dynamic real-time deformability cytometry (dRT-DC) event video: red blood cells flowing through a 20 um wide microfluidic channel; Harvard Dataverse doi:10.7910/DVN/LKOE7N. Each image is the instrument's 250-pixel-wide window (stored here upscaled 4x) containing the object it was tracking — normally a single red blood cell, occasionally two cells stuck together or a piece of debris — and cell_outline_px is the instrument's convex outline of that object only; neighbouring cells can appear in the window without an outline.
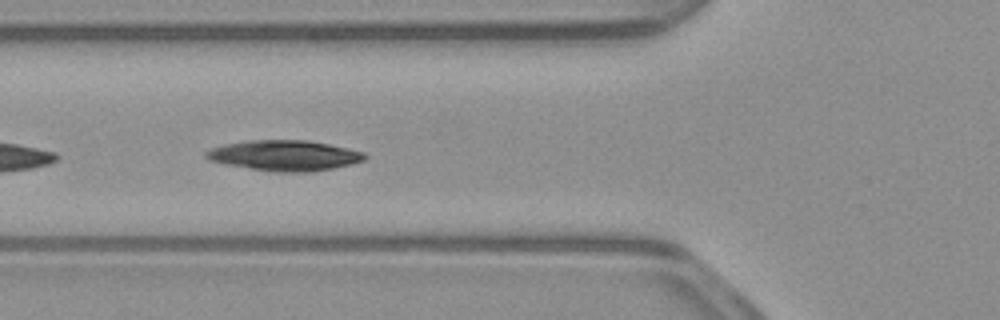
{"species": "common noctule bat (a hibernating species)", "species_latin": "Nyctalus noctula", "temperature_condition": "warm", "stored_images_in_passage": 28, "camera_frame_rate_fps": 3000, "um_per_image_px": 0.085, "animal": {"sex": "male", "body_mass_g": 23.1, "forearm_length_mm": 52.7}, "frame": {"image": 1, "passage_image": 20, "time_ms": 6.333, "image_size_px": [1000, 320], "cell_outline_px": [[368, 156], [364, 160], [352, 164], [312, 172], [276, 172], [224, 164], [208, 160], [204, 156], [204, 152], [212, 148], [224, 144], [248, 140], [304, 140], [328, 144], [348, 148], [364, 152]], "centroid_in_image_um": [24.17, 13.22], "position_along_channel_um": 101.6, "area_um2": 28.21}}